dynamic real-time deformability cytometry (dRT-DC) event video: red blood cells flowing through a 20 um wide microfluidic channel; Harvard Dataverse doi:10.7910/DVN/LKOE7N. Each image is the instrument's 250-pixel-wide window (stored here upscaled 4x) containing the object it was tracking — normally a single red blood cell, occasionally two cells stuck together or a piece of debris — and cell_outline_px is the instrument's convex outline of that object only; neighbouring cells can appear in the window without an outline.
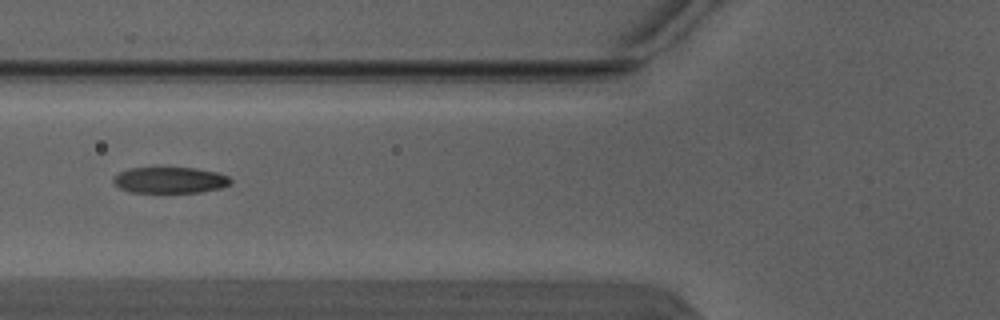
{"species": "Egyptian fruit bat (a non-hibernating species)", "species_latin": "Rousettus aegyptiacus", "temperature_condition": "warm", "stored_images_in_passage": 4, "camera_frame_rate_fps": 3000, "um_per_image_px": 0.085, "animal": {"sex": "male"}, "frame": {"image": 1, "passage_image": 4, "time_ms": 1.0, "image_size_px": [1000, 320], "cell_outline_px": [[232, 184], [220, 188], [200, 192], [132, 192], [120, 188], [112, 180], [112, 176], [128, 168], [196, 168], [220, 172], [228, 176], [232, 180]], "centroid_in_image_um": [14.48, 15.3], "position_along_channel_um": 111.3, "area_um2": 17.92}}